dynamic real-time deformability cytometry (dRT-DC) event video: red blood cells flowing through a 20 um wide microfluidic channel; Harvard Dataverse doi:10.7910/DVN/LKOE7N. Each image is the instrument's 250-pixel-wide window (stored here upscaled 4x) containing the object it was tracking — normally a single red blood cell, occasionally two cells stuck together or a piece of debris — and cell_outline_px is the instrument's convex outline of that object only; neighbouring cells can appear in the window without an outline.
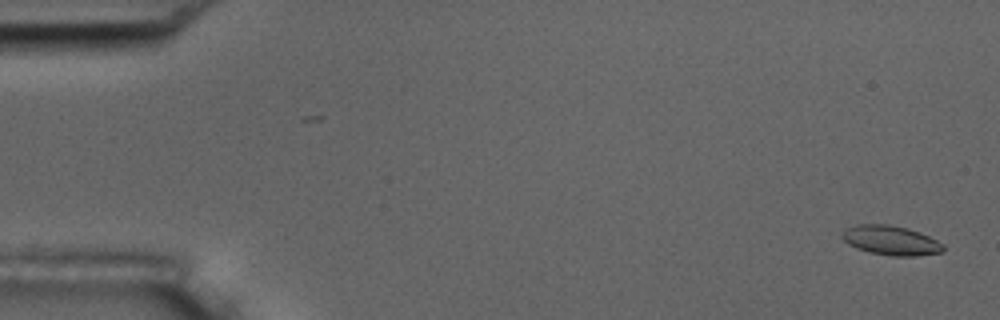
{"species": "common noctule bat (a hibernating species)", "species_latin": "Nyctalus noctula", "temperature_condition": "room temperature", "stored_images_in_passage": 2, "camera_frame_rate_fps": 3000, "um_per_image_px": 0.085, "animal": {"sex": "male", "body_mass_g": 17.5, "forearm_length_mm": 52.3}, "frame": {"image": 1, "passage_image": 2, "time_ms": 2.0, "image_size_px": [1000, 320], "cell_outline_px": [[944, 248], [940, 252], [916, 256], [892, 256], [868, 252], [856, 248], [848, 244], [840, 236], [840, 232], [844, 228], [856, 224], [888, 224], [908, 228], [920, 232], [944, 244]], "centroid_in_image_um": [75.66, 20.42], "position_along_channel_um": 9.3, "area_um2": 17.57}}